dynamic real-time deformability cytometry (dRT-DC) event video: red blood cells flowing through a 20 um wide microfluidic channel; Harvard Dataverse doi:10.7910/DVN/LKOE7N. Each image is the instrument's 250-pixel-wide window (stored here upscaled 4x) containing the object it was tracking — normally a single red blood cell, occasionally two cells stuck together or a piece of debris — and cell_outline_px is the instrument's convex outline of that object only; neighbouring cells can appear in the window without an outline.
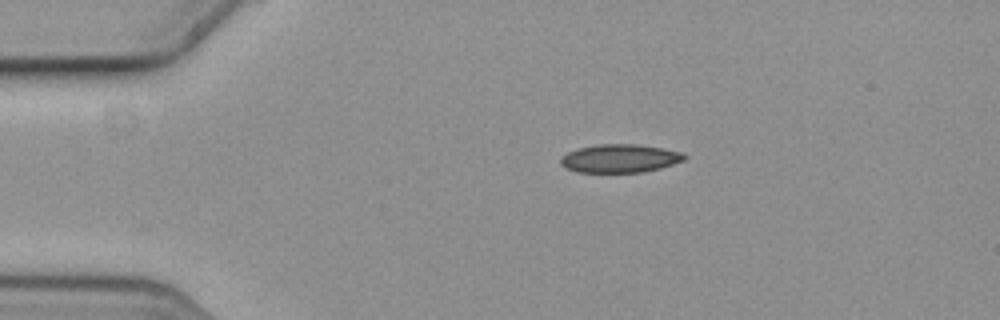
{"species": "common noctule bat (a hibernating species)", "species_latin": "Nyctalus noctula", "temperature_condition": "cold", "stored_images_in_passage": 4, "camera_frame_rate_fps": 3000, "um_per_image_px": 0.085, "animal": {"sex": "female", "body_mass_g": 19.3, "forearm_length_mm": 54.1}, "frame": {"image": 1, "passage_image": 4, "time_ms": 1.0, "image_size_px": [1000, 320], "cell_outline_px": [[688, 156], [684, 160], [660, 168], [640, 172], [576, 172], [564, 168], [560, 164], [560, 156], [576, 148], [596, 144], [640, 144], [684, 152]], "centroid_in_image_um": [52.66, 13.45], "position_along_channel_um": 32.3, "area_um2": 20.69}}